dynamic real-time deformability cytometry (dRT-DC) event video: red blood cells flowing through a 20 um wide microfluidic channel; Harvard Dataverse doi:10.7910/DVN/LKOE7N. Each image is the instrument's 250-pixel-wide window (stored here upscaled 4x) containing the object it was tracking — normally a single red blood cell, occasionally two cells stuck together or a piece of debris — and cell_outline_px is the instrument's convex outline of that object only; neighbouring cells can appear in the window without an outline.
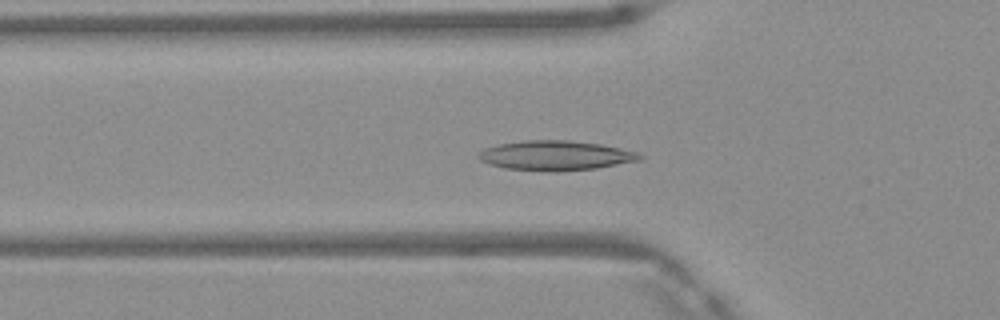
{"species": "Egyptian fruit bat (a non-hibernating species)", "species_latin": "Rousettus aegyptiacus", "temperature_condition": "warm", "stored_images_in_passage": 48, "camera_frame_rate_fps": 3000, "um_per_image_px": 0.085, "frame": {"image": 1, "passage_image": 16, "time_ms": 5.0, "image_size_px": [1000, 320], "cell_outline_px": [[644, 156], [640, 160], [596, 168], [552, 172], [504, 168], [488, 164], [480, 160], [476, 156], [484, 148], [500, 144], [524, 140], [568, 140], [600, 144], [640, 152]], "centroid_in_image_um": [47.22, 13.22], "position_along_channel_um": 78.6, "area_um2": 27.98}}
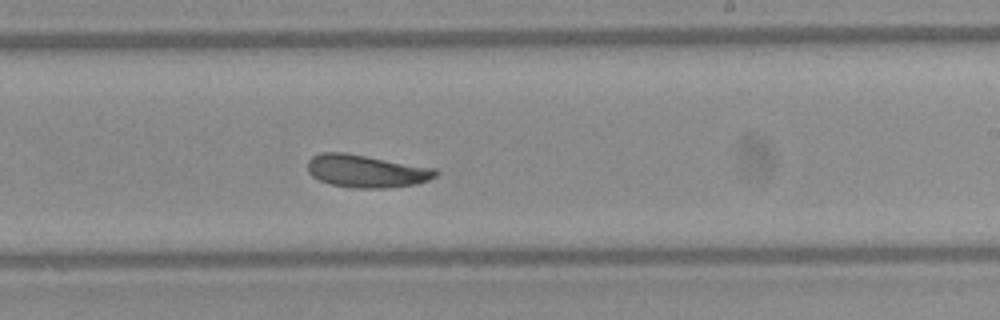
{"frame": {"image": 2, "passage_image": 29, "time_ms": 9.333, "image_size_px": [1000, 320], "cell_outline_px": [[440, 172], [436, 176], [428, 180], [416, 184], [384, 188], [352, 188], [328, 184], [312, 176], [308, 172], [308, 160], [312, 156], [320, 152], [344, 152], [436, 168]], "centroid_in_image_um": [31.13, 14.54], "position_along_channel_um": 257.9, "area_um2": 24.57}}
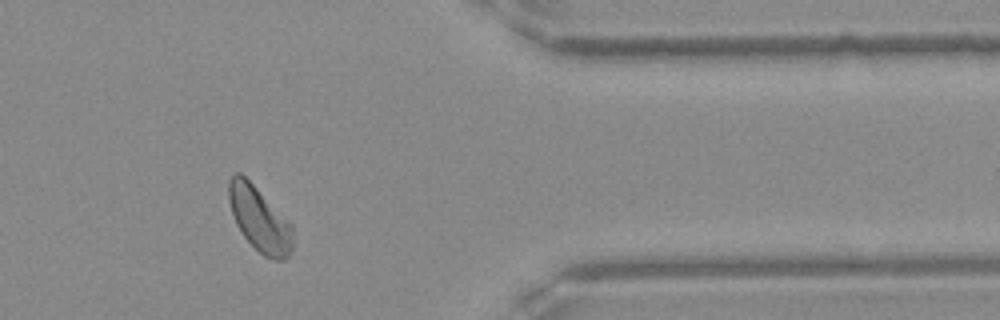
{"frame": {"image": 3, "passage_image": 40, "time_ms": 13.0, "image_size_px": [1000, 320], "cell_outline_px": [[292, 248], [288, 256], [284, 260], [276, 260], [264, 256], [244, 236], [236, 224], [228, 200], [228, 180], [232, 172], [240, 172], [292, 224]], "centroid_in_image_um": [22.03, 18.61], "position_along_channel_um": 389.4, "area_um2": 23.81}, "authors_computed_cell_mechanics": {"area_um2": 24.9118, "velocity_mm_per_s": 4.1228, "shape_relaxation_time_tau1_ms": 5.7037, "shape_relaxation_time_tau2_ms": 7.8906, "deformation_change_tau1": 0.1257, "deformation_change_tau2": 0.154}}